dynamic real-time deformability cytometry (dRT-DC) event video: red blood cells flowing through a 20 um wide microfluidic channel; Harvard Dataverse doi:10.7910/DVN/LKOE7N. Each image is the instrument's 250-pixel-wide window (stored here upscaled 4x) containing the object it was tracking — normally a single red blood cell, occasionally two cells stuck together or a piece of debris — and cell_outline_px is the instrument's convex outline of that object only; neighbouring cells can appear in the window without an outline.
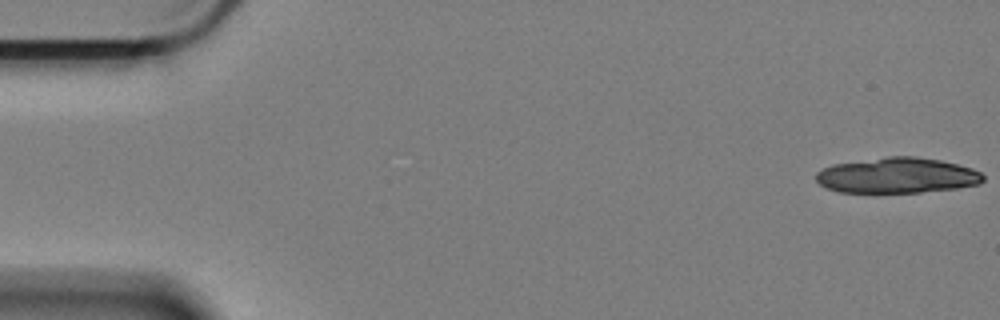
{"species": "Egyptian fruit bat (a non-hibernating species)", "species_latin": "Rousettus aegyptiacus", "temperature_condition": "cold", "stored_images_in_passage": 17, "camera_frame_rate_fps": 3000, "um_per_image_px": 0.085, "animal": {"sex": "female"}, "frame": {"image": 1, "passage_image": 1, "time_ms": 0.0, "image_size_px": [1000, 320], "cell_outline_px": [[984, 180], [980, 184], [956, 188], [920, 192], [840, 192], [828, 188], [820, 184], [816, 180], [816, 172], [832, 164], [888, 156], [916, 156], [940, 160], [972, 168], [980, 172], [984, 176]], "centroid_in_image_um": [76.27, 14.9], "position_along_channel_um": 8.7, "area_um2": 34.51}}